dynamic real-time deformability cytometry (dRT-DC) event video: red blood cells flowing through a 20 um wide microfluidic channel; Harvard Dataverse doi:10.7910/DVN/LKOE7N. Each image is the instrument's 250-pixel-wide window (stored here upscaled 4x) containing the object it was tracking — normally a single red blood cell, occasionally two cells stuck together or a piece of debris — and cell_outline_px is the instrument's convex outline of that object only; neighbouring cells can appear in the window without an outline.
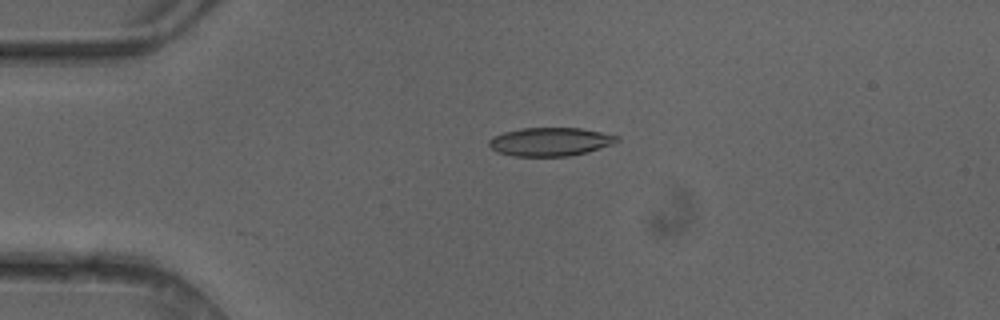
{"species": "common noctule bat (a hibernating species)", "species_latin": "Nyctalus noctula", "temperature_condition": "cold", "stored_images_in_passage": 2, "camera_frame_rate_fps": 3000, "um_per_image_px": 0.085, "animal": {"sex": "female"}, "frame": {"image": 1, "passage_image": 1, "time_ms": 0.0, "image_size_px": [1000, 320], "cell_outline_px": [[620, 140], [612, 144], [588, 152], [572, 156], [512, 156], [496, 152], [488, 144], [488, 140], [492, 136], [504, 132], [520, 128], [580, 128], [620, 136]], "centroid_in_image_um": [46.75, 12.05], "position_along_channel_um": 38.2, "area_um2": 21.39}}